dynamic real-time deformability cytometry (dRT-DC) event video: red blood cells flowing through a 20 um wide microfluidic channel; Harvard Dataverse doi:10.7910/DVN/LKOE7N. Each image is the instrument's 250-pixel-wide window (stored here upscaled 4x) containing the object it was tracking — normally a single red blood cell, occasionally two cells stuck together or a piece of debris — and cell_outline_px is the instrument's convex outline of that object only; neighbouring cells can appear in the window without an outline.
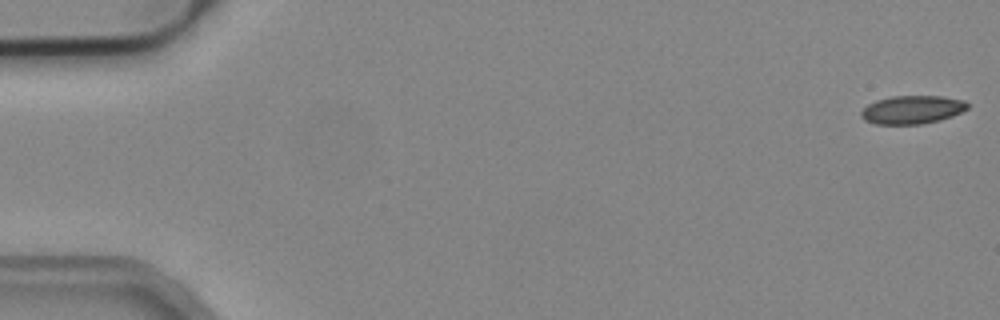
{"species": "common noctule bat (a hibernating species)", "species_latin": "Nyctalus noctula", "temperature_condition": "cold", "stored_images_in_passage": 39, "camera_frame_rate_fps": 3000, "um_per_image_px": 0.085, "animal": {"sex": "male", "body_mass_g": 19.2, "forearm_length_mm": 51.8}, "frame": {"image": 1, "passage_image": 1, "time_ms": 0.0, "image_size_px": [1000, 320], "cell_outline_px": [[968, 108], [952, 116], [940, 120], [920, 124], [876, 124], [864, 120], [860, 116], [860, 112], [868, 104], [876, 100], [892, 96], [940, 96], [964, 100], [968, 104]], "centroid_in_image_um": [77.51, 9.32], "position_along_channel_um": 7.5, "area_um2": 17.51}}
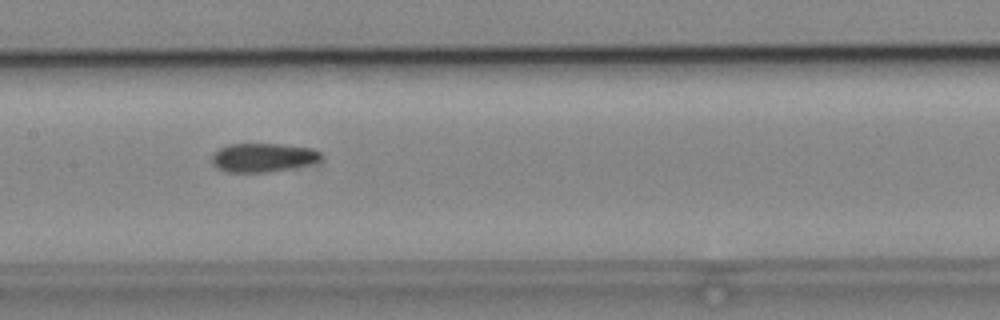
{"frame": {"image": 2, "passage_image": 26, "time_ms": 8.333, "image_size_px": [1000, 320], "cell_outline_px": [[320, 160], [312, 164], [272, 172], [228, 172], [216, 168], [212, 164], [212, 156], [220, 148], [228, 144], [280, 144], [312, 148], [320, 152]], "centroid_in_image_um": [22.35, 13.4], "position_along_channel_um": 185.0, "area_um2": 18.38}}
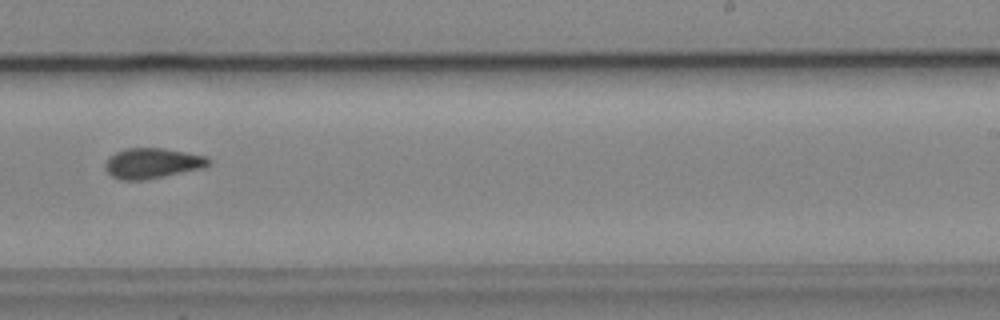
{"frame": {"image": 3, "passage_image": 33, "time_ms": 10.667, "image_size_px": [1000, 320], "cell_outline_px": [[212, 164], [204, 168], [144, 180], [120, 180], [112, 176], [104, 168], [104, 164], [108, 156], [124, 148], [164, 148], [208, 156], [212, 160]], "centroid_in_image_um": [12.97, 13.87], "position_along_channel_um": 276.0, "area_um2": 18.61}}